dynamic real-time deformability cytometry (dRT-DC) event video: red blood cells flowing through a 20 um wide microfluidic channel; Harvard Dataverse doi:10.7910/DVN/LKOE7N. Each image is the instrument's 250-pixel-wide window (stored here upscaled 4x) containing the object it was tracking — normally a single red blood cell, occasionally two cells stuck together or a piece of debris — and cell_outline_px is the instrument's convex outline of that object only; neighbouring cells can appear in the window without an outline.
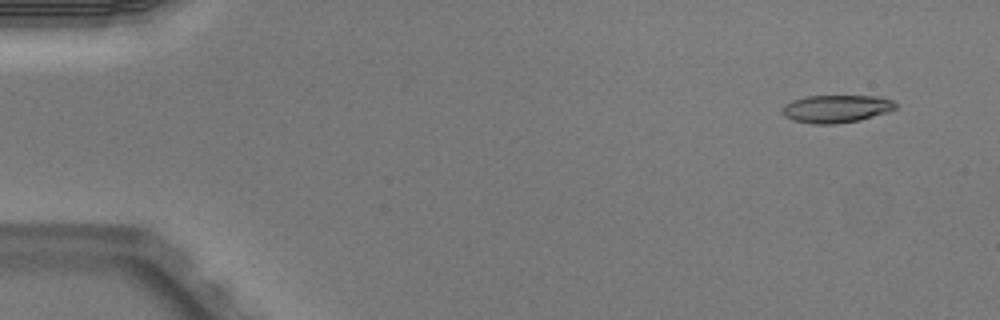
{"species": "Egyptian fruit bat (a non-hibernating species)", "species_latin": "Rousettus aegyptiacus", "temperature_condition": "warm", "stored_images_in_passage": 5, "segment_of_instrument_passage": [2, 2], "camera_frame_rate_fps": 3000, "um_per_image_px": 0.085, "animal": {"sex": "male"}, "frame": {"image": 1, "passage_image": 5, "time_ms": 1.333, "image_size_px": [1000, 320], "cell_outline_px": [[896, 108], [888, 112], [860, 120], [836, 124], [812, 124], [792, 120], [784, 116], [784, 104], [792, 100], [804, 96], [880, 96], [892, 100], [896, 104]], "centroid_in_image_um": [71.09, 9.24], "position_along_channel_um": 13.9, "area_um2": 18.38}}